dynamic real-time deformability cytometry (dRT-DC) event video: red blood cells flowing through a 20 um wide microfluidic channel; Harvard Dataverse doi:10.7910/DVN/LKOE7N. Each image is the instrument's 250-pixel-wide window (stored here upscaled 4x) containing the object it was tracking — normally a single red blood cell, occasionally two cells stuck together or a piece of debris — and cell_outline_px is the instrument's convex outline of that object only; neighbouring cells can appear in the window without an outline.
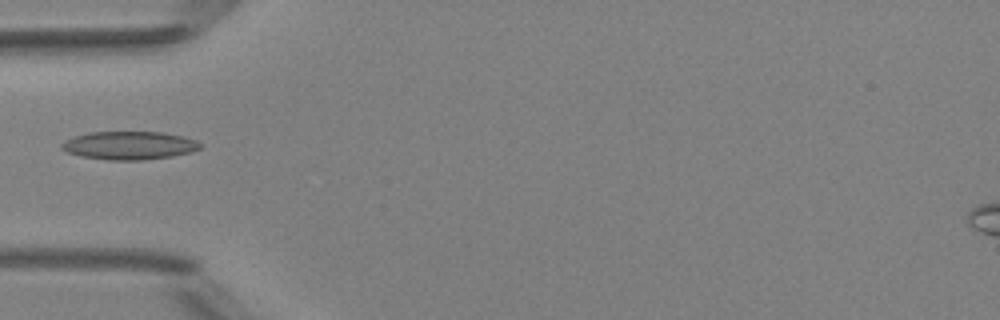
{"species": "Egyptian fruit bat (a non-hibernating species)", "species_latin": "Rousettus aegyptiacus", "temperature_condition": "room temperature", "stored_images_in_passage": 2, "camera_frame_rate_fps": 3000, "um_per_image_px": 0.085, "animal": {"sex": "female"}, "frame": {"image": 1, "passage_image": 2, "time_ms": 1.333, "image_size_px": [1000, 320], "cell_outline_px": [[200, 148], [188, 152], [172, 156], [144, 160], [108, 160], [80, 156], [68, 152], [60, 148], [60, 144], [76, 136], [88, 132], [160, 132], [184, 136], [196, 140], [200, 144]], "centroid_in_image_um": [10.97, 12.36], "position_along_channel_um": 74.0, "area_um2": 22.6}}